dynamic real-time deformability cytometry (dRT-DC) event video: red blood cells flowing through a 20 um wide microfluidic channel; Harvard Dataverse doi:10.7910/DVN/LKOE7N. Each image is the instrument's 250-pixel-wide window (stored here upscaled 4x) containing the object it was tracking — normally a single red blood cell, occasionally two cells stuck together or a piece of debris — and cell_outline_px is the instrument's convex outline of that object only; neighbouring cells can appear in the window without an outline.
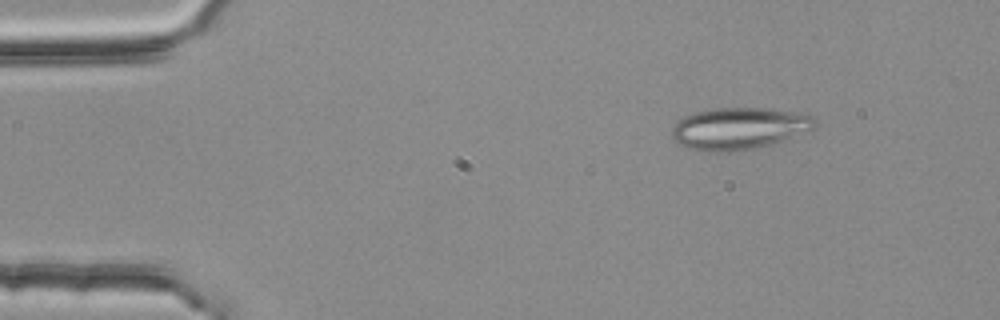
{"species": "common noctule bat (a hibernating species)", "species_latin": "Nyctalus noctula", "temperature_condition": "room temperature", "stored_images_in_passage": 3, "camera_frame_rate_fps": 3000, "um_per_image_px": 0.085, "animal": {"sex": "female", "body_mass_g": 25.1}, "frame": {"image": 1, "passage_image": 1, "time_ms": 0.0, "image_size_px": [1000, 320], "cell_outline_px": [[816, 124], [812, 128], [772, 144], [740, 152], [708, 152], [688, 148], [680, 144], [672, 136], [672, 128], [684, 116], [692, 112], [716, 108], [772, 108], [816, 116]], "centroid_in_image_um": [62.8, 10.92], "position_along_channel_um": 22.2, "area_um2": 34.97}}